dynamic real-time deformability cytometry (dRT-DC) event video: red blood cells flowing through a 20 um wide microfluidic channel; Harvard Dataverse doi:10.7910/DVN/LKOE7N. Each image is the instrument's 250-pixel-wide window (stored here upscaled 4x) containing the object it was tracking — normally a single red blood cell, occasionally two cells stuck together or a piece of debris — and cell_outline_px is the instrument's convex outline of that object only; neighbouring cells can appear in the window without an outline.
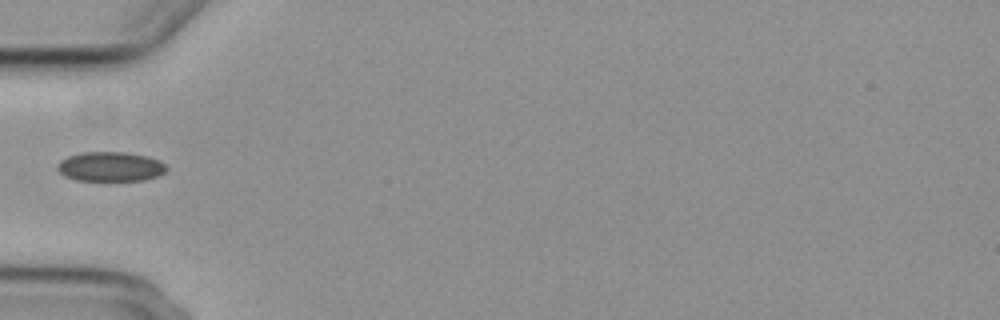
{"species": "common noctule bat (a hibernating species)", "species_latin": "Nyctalus noctula", "temperature_condition": "cold", "stored_images_in_passage": 5, "camera_frame_rate_fps": 3000, "um_per_image_px": 0.085, "animal": {"sex": "female", "body_mass_g": 29.2, "forearm_length_mm": 56.3}, "frame": {"image": 1, "passage_image": 5, "time_ms": 4.667, "image_size_px": [1000, 320], "cell_outline_px": [[168, 168], [164, 172], [156, 176], [144, 180], [76, 180], [64, 176], [56, 168], [56, 164], [60, 160], [68, 156], [84, 152], [124, 152], [148, 156], [160, 160]], "centroid_in_image_um": [9.36, 14.15], "position_along_channel_um": 75.6, "area_um2": 18.79}}